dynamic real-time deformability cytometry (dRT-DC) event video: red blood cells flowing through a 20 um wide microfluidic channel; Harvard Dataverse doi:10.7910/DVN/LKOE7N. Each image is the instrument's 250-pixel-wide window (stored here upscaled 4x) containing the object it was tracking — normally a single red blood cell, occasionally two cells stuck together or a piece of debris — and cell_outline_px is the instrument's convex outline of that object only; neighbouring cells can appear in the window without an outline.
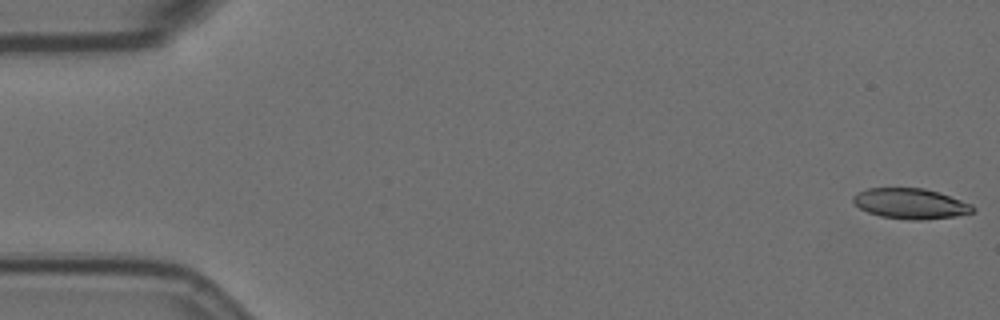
{"species": "Egyptian fruit bat (a non-hibernating species)", "species_latin": "Rousettus aegyptiacus", "temperature_condition": "room temperature", "stored_images_in_passage": 57, "camera_frame_rate_fps": 3000, "um_per_image_px": 0.085, "animal": {"sex": "female"}, "frame": {"image": 1, "passage_image": 1, "time_ms": 0.0, "image_size_px": [1000, 320], "cell_outline_px": [[976, 208], [972, 212], [956, 216], [924, 220], [908, 220], [880, 216], [868, 212], [860, 208], [852, 200], [852, 196], [856, 192], [868, 188], [924, 188], [972, 204]], "centroid_in_image_um": [77.36, 17.31], "position_along_channel_um": 7.6, "area_um2": 21.15}}
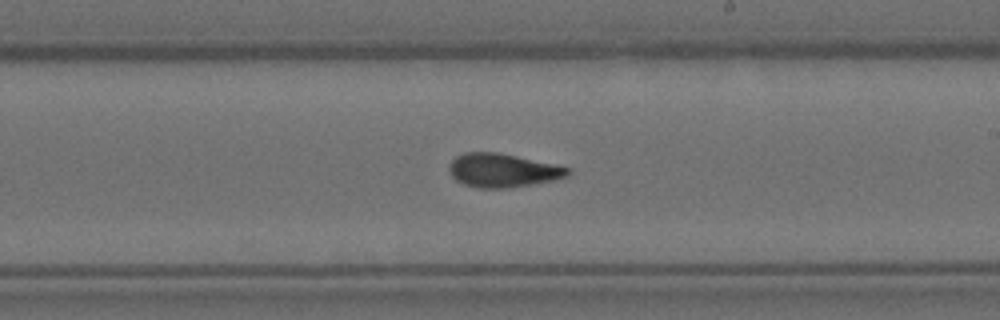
{"frame": {"image": 2, "passage_image": 33, "time_ms": 10.667, "image_size_px": [1000, 320], "cell_outline_px": [[572, 172], [568, 176], [552, 180], [532, 184], [508, 188], [476, 188], [464, 184], [456, 180], [452, 176], [448, 168], [448, 164], [456, 156], [464, 152], [500, 152], [556, 164], [572, 168]], "centroid_in_image_um": [42.74, 14.47], "position_along_channel_um": 246.3, "area_um2": 23.58}}
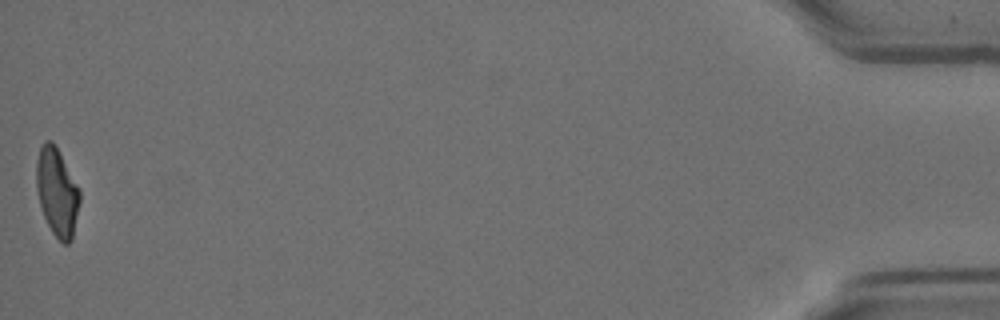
{"frame": {"image": 3, "passage_image": 57, "time_ms": 18.667, "image_size_px": [1000, 320], "cell_outline_px": [[80, 200], [72, 240], [68, 244], [64, 244], [52, 232], [44, 216], [40, 204], [36, 188], [36, 160], [40, 148], [44, 140], [52, 140], [80, 188]], "centroid_in_image_um": [4.85, 16.31], "position_along_channel_um": 430.4, "area_um2": 22.2}, "authors_computed_cell_mechanics": {"area_um2": 22.7154, "velocity_mm_per_s": 3.5465, "shape_relaxation_time_tau1_ms": null, "shape_relaxation_time_tau2_ms": 2.8167, "deformation_change_tau1": null, "deformation_change_tau2": 0.0995}}